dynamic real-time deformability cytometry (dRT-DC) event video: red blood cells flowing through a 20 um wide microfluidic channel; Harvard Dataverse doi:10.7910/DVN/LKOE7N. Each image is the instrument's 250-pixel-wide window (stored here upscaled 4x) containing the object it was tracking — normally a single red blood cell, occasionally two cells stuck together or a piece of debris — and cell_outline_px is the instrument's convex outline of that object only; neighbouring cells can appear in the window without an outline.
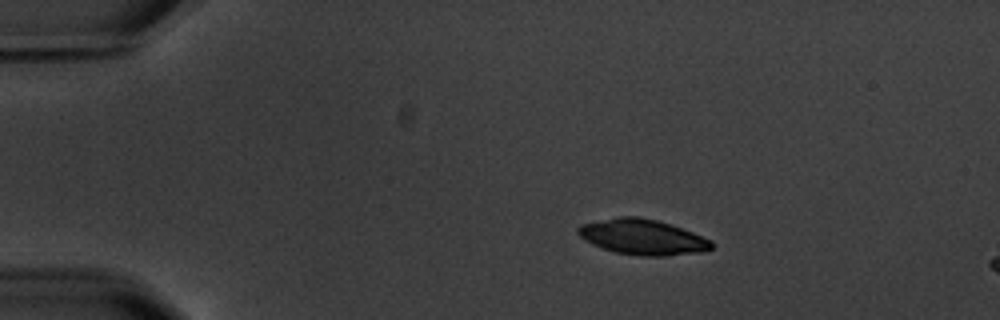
{"species": "common noctule bat (a hibernating species)", "species_latin": "Nyctalus noctula", "temperature_condition": "warm", "stored_images_in_passage": 5, "camera_frame_rate_fps": 3000, "um_per_image_px": 0.085, "animal": {"sex": "male", "body_mass_g": 20.1, "forearm_length_mm": 53.5}, "frame": {"image": 1, "passage_image": 3, "time_ms": 2.667, "image_size_px": [1000, 320], "cell_outline_px": [[712, 248], [704, 252], [668, 256], [640, 256], [616, 252], [592, 244], [584, 240], [576, 232], [576, 228], [580, 224], [616, 216], [636, 216], [656, 220], [692, 232], [712, 240]], "centroid_in_image_um": [54.59, 20.15], "position_along_channel_um": 30.4, "area_um2": 27.63}}